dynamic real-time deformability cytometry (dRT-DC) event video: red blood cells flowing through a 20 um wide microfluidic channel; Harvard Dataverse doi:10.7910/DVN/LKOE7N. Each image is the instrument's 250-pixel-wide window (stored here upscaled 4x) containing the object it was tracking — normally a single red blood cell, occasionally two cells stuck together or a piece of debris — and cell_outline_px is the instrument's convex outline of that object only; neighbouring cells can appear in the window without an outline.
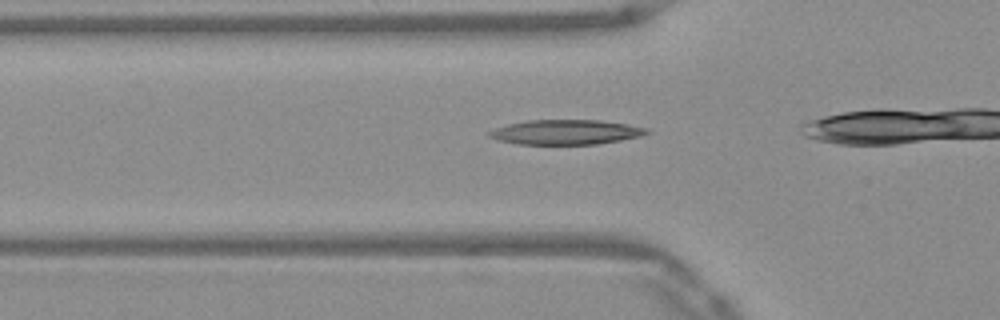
{"species": "Egyptian fruit bat (a non-hibernating species)", "species_latin": "Rousettus aegyptiacus", "temperature_condition": "warm", "stored_images_in_passage": 17, "camera_frame_rate_fps": 3000, "um_per_image_px": 0.085, "frame": {"image": 1, "passage_image": 13, "time_ms": 4.0, "image_size_px": [1000, 320], "cell_outline_px": [[652, 132], [640, 136], [620, 140], [596, 144], [516, 144], [496, 140], [488, 136], [488, 132], [496, 128], [508, 124], [528, 120], [600, 120], [628, 124], [648, 128]], "centroid_in_image_um": [48.1, 11.23], "position_along_channel_um": 77.7, "area_um2": 22.77}}
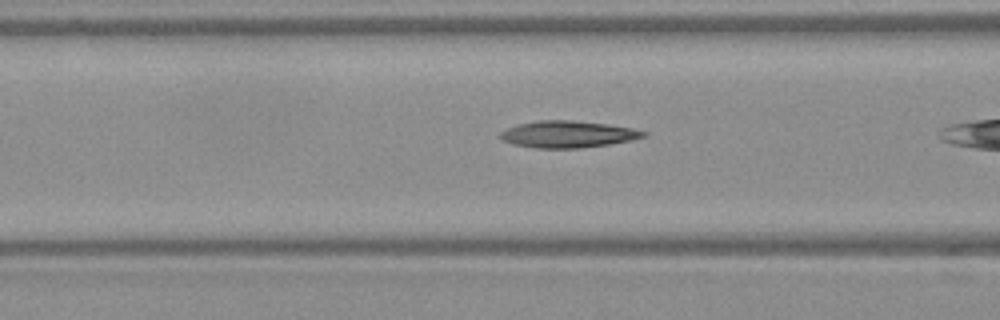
{"frame": {"image": 2, "passage_image": 16, "time_ms": 5.0, "image_size_px": [1000, 320], "cell_outline_px": [[648, 132], [644, 136], [628, 140], [608, 144], [580, 148], [536, 148], [512, 144], [504, 140], [500, 136], [500, 132], [516, 124], [536, 120], [572, 120], [608, 124], [632, 128]], "centroid_in_image_um": [48.22, 11.4], "position_along_channel_um": 118.4, "area_um2": 22.2}}